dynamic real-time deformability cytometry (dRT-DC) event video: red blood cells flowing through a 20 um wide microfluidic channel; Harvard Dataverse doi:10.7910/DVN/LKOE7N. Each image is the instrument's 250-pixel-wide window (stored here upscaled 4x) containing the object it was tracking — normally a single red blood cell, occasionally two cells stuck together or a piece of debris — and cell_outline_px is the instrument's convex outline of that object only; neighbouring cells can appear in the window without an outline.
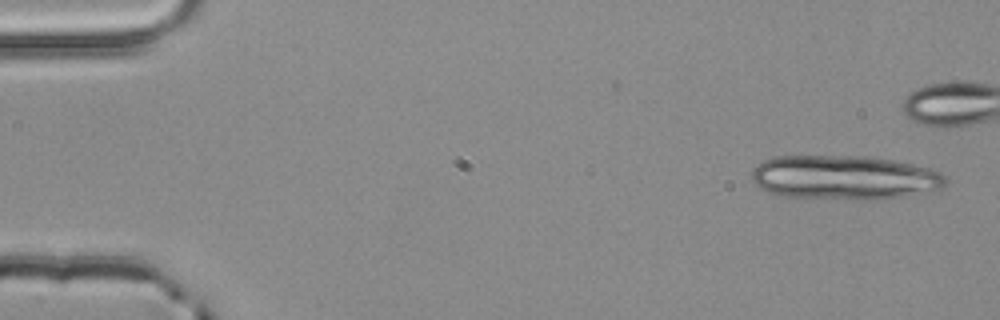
{"species": "common noctule bat (a hibernating species)", "species_latin": "Nyctalus noctula", "temperature_condition": "room temperature", "stored_images_in_passage": 5, "camera_frame_rate_fps": 3000, "um_per_image_px": 0.085, "animal": {"sex": "male", "body_mass_g": 20.4}, "frame": {"image": 1, "passage_image": 1, "time_ms": 0.0, "image_size_px": [1000, 320], "cell_outline_px": [[944, 184], [940, 188], [908, 196], [876, 200], [844, 200], [784, 196], [768, 192], [760, 188], [752, 180], [752, 168], [756, 164], [764, 160], [776, 156], [864, 156], [892, 160], [912, 164], [928, 168], [940, 172], [944, 176]], "centroid_in_image_um": [71.72, 15.1], "position_along_channel_um": 13.3, "area_um2": 50.29}}